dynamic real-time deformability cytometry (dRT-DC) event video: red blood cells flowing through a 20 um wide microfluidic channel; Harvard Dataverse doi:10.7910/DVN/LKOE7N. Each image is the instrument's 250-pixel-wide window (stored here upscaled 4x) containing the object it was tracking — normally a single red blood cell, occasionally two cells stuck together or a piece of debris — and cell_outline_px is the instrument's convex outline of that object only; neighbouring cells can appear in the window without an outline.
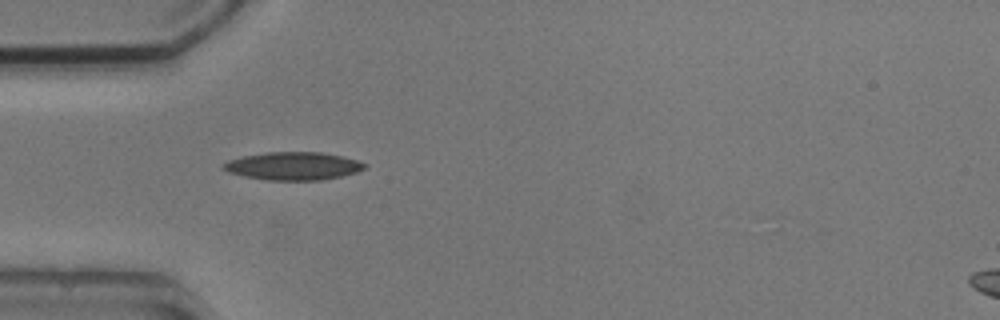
{"species": "common noctule bat (a hibernating species)", "species_latin": "Nyctalus noctula", "temperature_condition": "cold", "stored_images_in_passage": 1, "camera_frame_rate_fps": 3000, "um_per_image_px": 0.085, "animal": {"sex": "male", "body_mass_g": 20.5, "forearm_length_mm": 52.5}, "frame": {"image": 1, "passage_image": 1, "time_ms": 0.0, "image_size_px": [1000, 320], "cell_outline_px": [[368, 164], [364, 168], [356, 172], [340, 176], [320, 180], [264, 180], [244, 176], [228, 172], [220, 168], [220, 164], [228, 160], [244, 156], [268, 152], [320, 152], [344, 156]], "centroid_in_image_um": [24.88, 14.11], "position_along_channel_um": 60.1, "area_um2": 23.06}}